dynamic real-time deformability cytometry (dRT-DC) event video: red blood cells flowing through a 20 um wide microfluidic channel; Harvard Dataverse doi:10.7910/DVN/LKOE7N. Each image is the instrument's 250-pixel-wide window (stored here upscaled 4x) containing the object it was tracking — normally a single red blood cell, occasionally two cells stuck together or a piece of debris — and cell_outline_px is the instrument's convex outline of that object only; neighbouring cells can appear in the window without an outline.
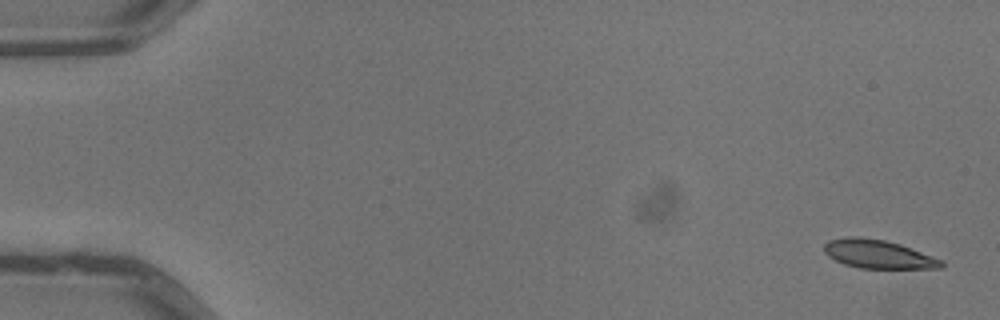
{"species": "common noctule bat (a hibernating species)", "species_latin": "Nyctalus noctula", "temperature_condition": "warm", "stored_images_in_passage": 4, "camera_frame_rate_fps": 3000, "um_per_image_px": 0.085, "animal": {"sex": "male", "body_mass_g": 13.3}, "frame": {"image": 1, "passage_image": 1, "time_ms": 0.0, "image_size_px": [1000, 320], "cell_outline_px": [[944, 268], [860, 268], [844, 264], [828, 256], [824, 252], [824, 244], [828, 240], [848, 236], [860, 236], [884, 240], [900, 244], [944, 260]], "centroid_in_image_um": [74.65, 21.59], "position_along_channel_um": 10.4, "area_um2": 19.59}}
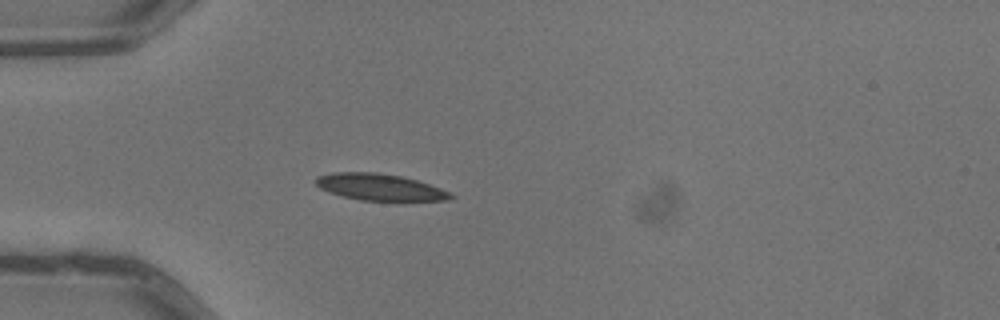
{"frame": {"image": 2, "passage_image": 4, "time_ms": 1.0, "image_size_px": [1000, 320], "cell_outline_px": [[456, 196], [448, 200], [360, 200], [328, 192], [320, 188], [312, 180], [316, 176], [332, 172], [376, 172], [400, 176], [416, 180], [440, 188]], "centroid_in_image_um": [32.21, 15.89], "position_along_channel_um": 52.8, "area_um2": 20.75}}